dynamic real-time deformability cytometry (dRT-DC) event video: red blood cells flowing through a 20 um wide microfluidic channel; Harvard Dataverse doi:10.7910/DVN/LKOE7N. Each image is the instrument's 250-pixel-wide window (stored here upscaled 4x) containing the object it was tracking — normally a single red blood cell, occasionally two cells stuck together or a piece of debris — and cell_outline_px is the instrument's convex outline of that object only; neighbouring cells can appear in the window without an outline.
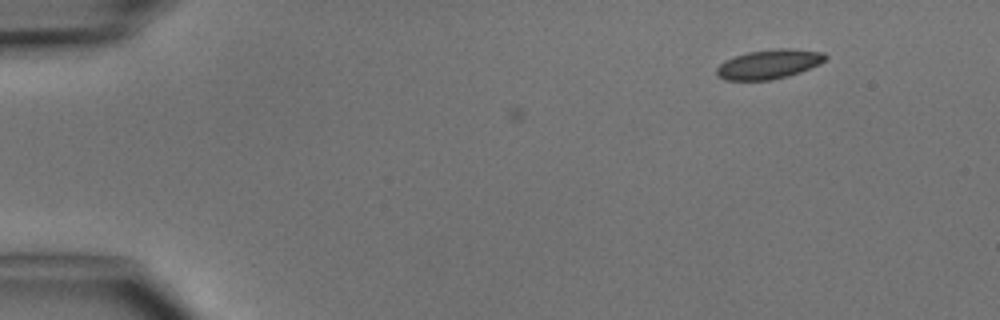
{"species": "common noctule bat (a hibernating species)", "species_latin": "Nyctalus noctula", "temperature_condition": "cold", "stored_images_in_passage": 2, "camera_frame_rate_fps": 3000, "um_per_image_px": 0.085, "animal": {"sex": "male", "body_mass_g": 15.6}, "frame": {"image": 1, "passage_image": 2, "time_ms": 1.333, "image_size_px": [1000, 320], "cell_outline_px": [[828, 56], [820, 64], [800, 72], [788, 76], [772, 80], [724, 80], [716, 72], [716, 68], [724, 60], [748, 52], [776, 48], [792, 48], [824, 52]], "centroid_in_image_um": [65.38, 5.45], "position_along_channel_um": 19.6, "area_um2": 18.67}}